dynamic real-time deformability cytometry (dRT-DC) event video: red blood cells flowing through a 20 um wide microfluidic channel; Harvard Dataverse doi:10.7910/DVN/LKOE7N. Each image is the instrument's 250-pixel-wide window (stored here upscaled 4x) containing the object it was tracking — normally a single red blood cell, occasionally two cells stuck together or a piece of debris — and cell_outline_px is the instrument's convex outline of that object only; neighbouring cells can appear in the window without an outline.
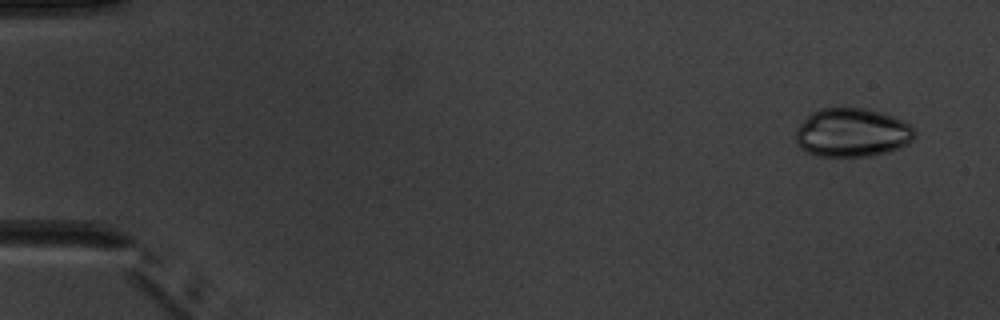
{"species": "common noctule bat (a hibernating species)", "species_latin": "Nyctalus noctula", "temperature_condition": "warm", "stored_images_in_passage": 4, "camera_frame_rate_fps": 3000, "um_per_image_px": 0.085, "animal": {"sex": "male", "body_mass_g": 20.1, "forearm_length_mm": 53.5}, "frame": {"image": 1, "passage_image": 1, "time_ms": 0.0, "image_size_px": [1000, 320], "cell_outline_px": [[916, 136], [908, 144], [900, 148], [888, 152], [872, 156], [820, 156], [808, 152], [800, 148], [796, 140], [796, 128], [812, 112], [820, 108], [868, 108], [904, 120], [916, 132]], "centroid_in_image_um": [72.45, 11.27], "position_along_channel_um": 12.5, "area_um2": 33.87}}
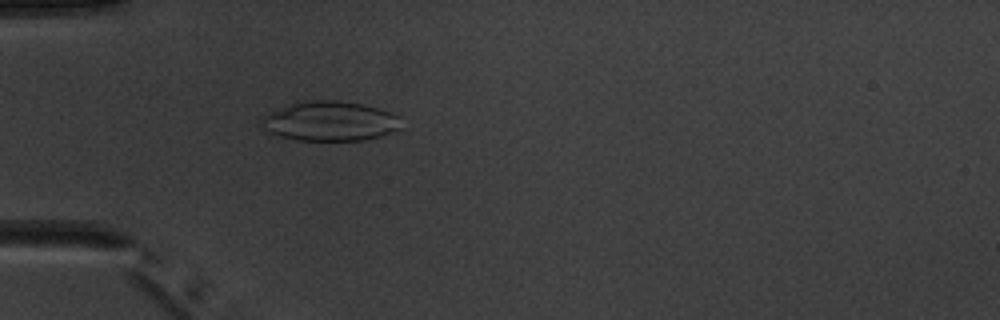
{"frame": {"image": 2, "passage_image": 4, "time_ms": 4.333, "image_size_px": [1000, 320], "cell_outline_px": [[400, 128], [396, 132], [364, 140], [296, 140], [280, 136], [268, 132], [256, 124], [260, 116], [280, 108], [292, 104], [308, 100], [336, 100], [360, 104], [392, 112], [400, 116]], "centroid_in_image_um": [28.01, 10.31], "position_along_channel_um": 57.0, "area_um2": 32.54}}